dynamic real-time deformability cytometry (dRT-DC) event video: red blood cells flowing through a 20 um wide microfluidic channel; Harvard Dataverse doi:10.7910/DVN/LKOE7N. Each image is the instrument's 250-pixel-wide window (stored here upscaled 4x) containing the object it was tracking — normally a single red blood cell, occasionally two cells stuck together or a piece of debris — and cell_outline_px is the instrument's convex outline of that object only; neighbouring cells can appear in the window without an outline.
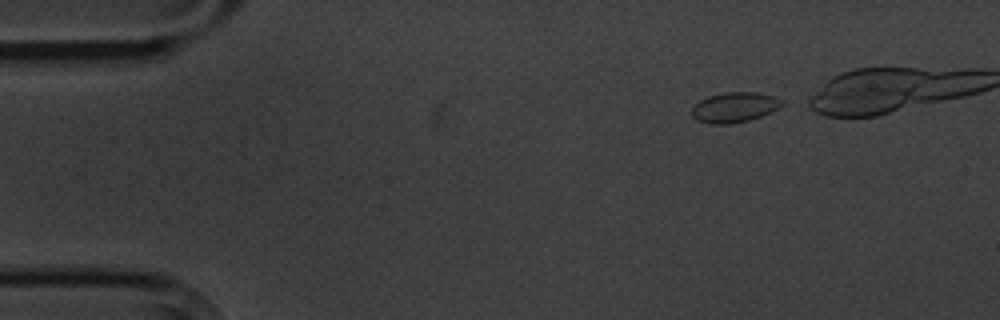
{"species": "common noctule bat (a hibernating species)", "species_latin": "Nyctalus noctula", "temperature_condition": "cold", "stored_images_in_passage": 6, "camera_frame_rate_fps": 3000, "um_per_image_px": 0.085, "animal": {"sex": "male", "body_mass_g": 20.1, "forearm_length_mm": 53.5}, "frame": {"image": 1, "passage_image": 1, "time_ms": 0.0, "image_size_px": [1000, 320], "cell_outline_px": [[784, 104], [760, 116], [748, 120], [728, 124], [712, 124], [696, 120], [692, 116], [692, 108], [700, 100], [708, 96], [724, 92], [756, 92], [772, 96], [784, 100]], "centroid_in_image_um": [62.4, 9.11], "position_along_channel_um": 22.6, "area_um2": 15.61}}
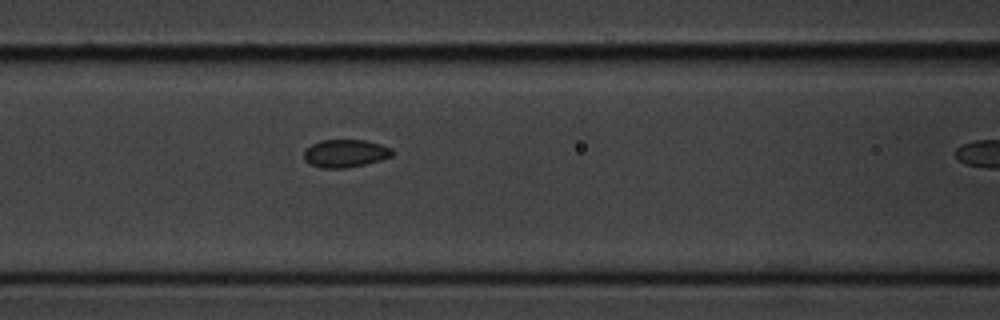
{"frame": {"image": 2, "passage_image": 5, "time_ms": 5.333, "image_size_px": [1000, 320], "cell_outline_px": [[392, 156], [380, 160], [348, 168], [320, 168], [308, 164], [304, 160], [304, 152], [312, 144], [320, 140], [364, 140], [380, 144], [392, 148]], "centroid_in_image_um": [29.32, 13.04], "position_along_channel_um": 137.3, "area_um2": 14.33}}